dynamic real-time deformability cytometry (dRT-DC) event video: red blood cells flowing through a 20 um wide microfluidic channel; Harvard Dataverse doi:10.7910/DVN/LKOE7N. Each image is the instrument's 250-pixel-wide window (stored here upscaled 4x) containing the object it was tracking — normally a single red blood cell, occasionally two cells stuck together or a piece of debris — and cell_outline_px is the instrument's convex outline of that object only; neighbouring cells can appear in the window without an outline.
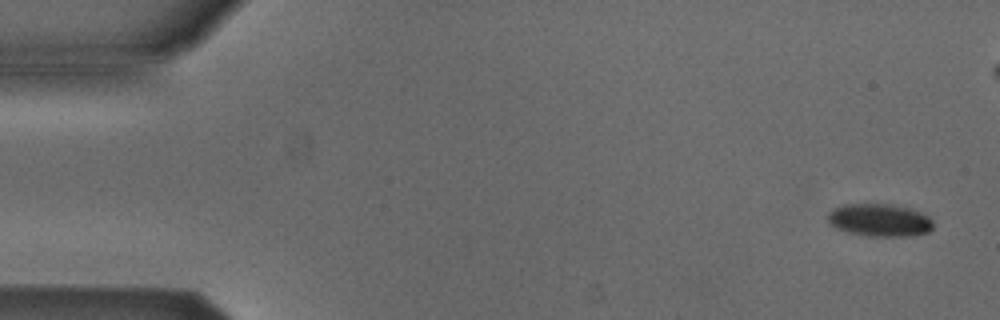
{"species": "Egyptian fruit bat (a non-hibernating species)", "species_latin": "Rousettus aegyptiacus", "temperature_condition": "cold", "stored_images_in_passage": 5, "camera_frame_rate_fps": 3000, "um_per_image_px": 0.085, "animal": {"sex": "male"}, "frame": {"image": 1, "passage_image": 1, "time_ms": 0.0, "image_size_px": [1000, 320], "cell_outline_px": [[932, 228], [928, 232], [908, 236], [868, 236], [848, 232], [836, 228], [828, 224], [828, 212], [832, 208], [844, 204], [892, 204], [912, 208], [928, 216], [932, 220]], "centroid_in_image_um": [74.74, 18.7], "position_along_channel_um": 10.3, "area_um2": 20.23}}